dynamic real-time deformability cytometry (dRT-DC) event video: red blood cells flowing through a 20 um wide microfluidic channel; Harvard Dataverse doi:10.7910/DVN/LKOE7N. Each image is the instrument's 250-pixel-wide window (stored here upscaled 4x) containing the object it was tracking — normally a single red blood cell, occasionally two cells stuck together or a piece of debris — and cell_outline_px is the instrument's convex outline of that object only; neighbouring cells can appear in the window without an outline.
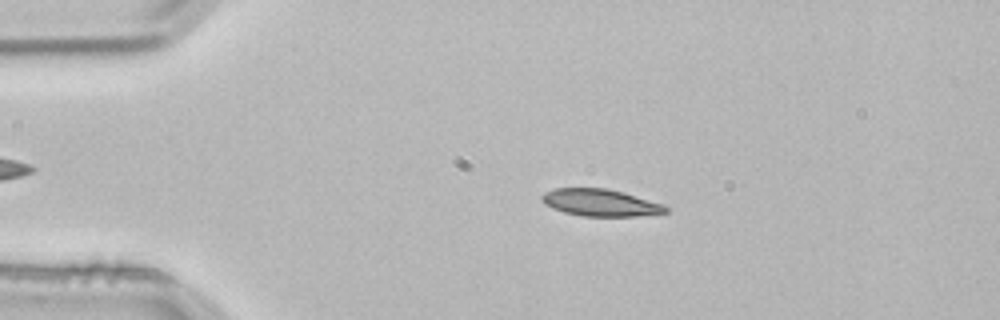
{"species": "common noctule bat (a hibernating species)", "species_latin": "Nyctalus noctula", "temperature_condition": "room temperature", "stored_images_in_passage": 2, "camera_frame_rate_fps": 3000, "um_per_image_px": 0.085, "animal": {"sex": "male", "body_mass_g": 21.5, "forearm_length_mm": 52.0}, "frame": {"image": 1, "passage_image": 1, "time_ms": 0.0, "image_size_px": [1000, 320], "cell_outline_px": [[672, 208], [668, 212], [636, 216], [584, 216], [564, 212], [552, 208], [544, 204], [540, 200], [540, 196], [544, 192], [556, 188], [608, 188], [624, 192], [664, 204]], "centroid_in_image_um": [51.05, 17.22], "position_along_channel_um": 34.0, "area_um2": 19.77}}